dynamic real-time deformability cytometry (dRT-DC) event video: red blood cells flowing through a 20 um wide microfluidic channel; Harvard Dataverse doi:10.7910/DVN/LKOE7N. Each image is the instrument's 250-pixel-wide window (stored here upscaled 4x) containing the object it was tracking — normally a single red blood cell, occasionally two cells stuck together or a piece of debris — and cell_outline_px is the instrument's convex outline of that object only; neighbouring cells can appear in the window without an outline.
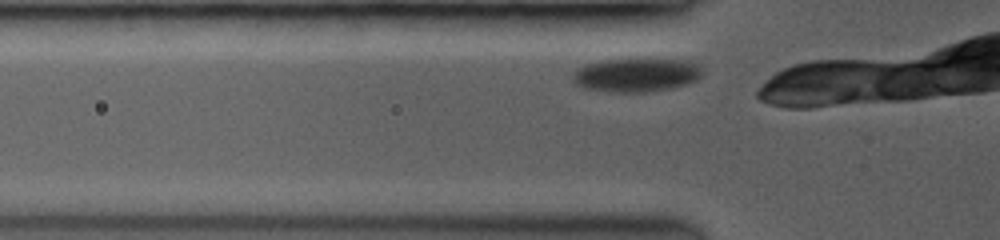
{"species": "common noctule bat (a hibernating species)", "species_latin": "Nyctalus noctula", "temperature_condition": "room temperature", "stored_images_in_passage": 14, "camera_frame_rate_fps": 3500, "um_per_image_px": 0.085, "animal": {"sex": "female", "body_mass_g": 19.0, "forearm_length_mm": 53.3}, "frame": {"image": 1, "passage_image": 5, "time_ms": 0.571, "image_size_px": [1000, 240], "cell_outline_px": [[700, 76], [696, 80], [684, 84], [644, 92], [616, 92], [588, 88], [572, 80], [572, 76], [576, 68], [600, 60], [632, 56], [640, 56], [684, 60], [700, 64]], "centroid_in_image_um": [54.08, 6.29], "position_along_channel_um": 71.7, "area_um2": 25.89}}
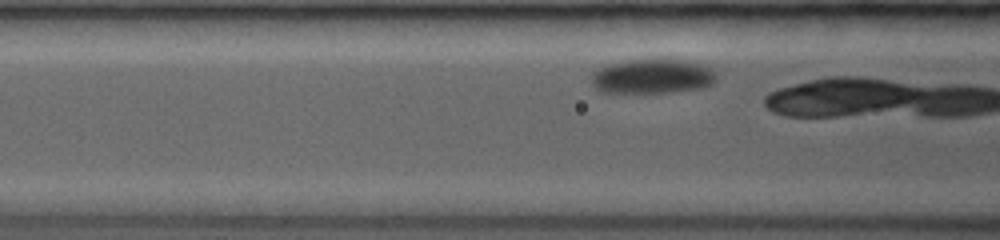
{"frame": {"image": 2, "passage_image": 12, "time_ms": 1.714, "image_size_px": [1000, 240], "cell_outline_px": [[716, 80], [712, 84], [700, 88], [664, 92], [604, 92], [596, 88], [592, 84], [592, 76], [596, 68], [604, 64], [624, 60], [668, 56], [700, 64], [712, 68], [716, 72]], "centroid_in_image_um": [55.45, 6.42], "position_along_channel_um": 111.2, "area_um2": 25.89}}